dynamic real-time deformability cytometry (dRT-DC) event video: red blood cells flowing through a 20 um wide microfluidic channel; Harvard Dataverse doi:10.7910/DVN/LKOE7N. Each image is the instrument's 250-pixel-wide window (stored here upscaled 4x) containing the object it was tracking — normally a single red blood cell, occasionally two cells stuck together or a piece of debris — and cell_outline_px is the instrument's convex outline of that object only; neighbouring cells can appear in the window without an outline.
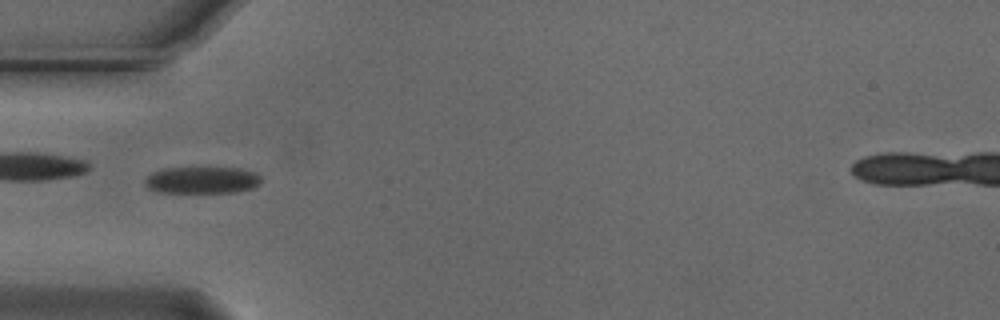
{"species": "Egyptian fruit bat (a non-hibernating species)", "species_latin": "Rousettus aegyptiacus", "temperature_condition": "cold", "stored_images_in_passage": 39, "camera_frame_rate_fps": 3000, "um_per_image_px": 0.085, "animal": {"sex": "male"}, "frame": {"image": 1, "passage_image": 1, "time_ms": 0.0, "image_size_px": [1000, 320], "cell_outline_px": [[260, 184], [252, 188], [232, 192], [156, 192], [148, 188], [144, 184], [144, 180], [152, 172], [160, 168], [240, 168], [256, 172], [260, 176]], "centroid_in_image_um": [17.14, 15.3], "position_along_channel_um": 67.9, "area_um2": 18.21}}
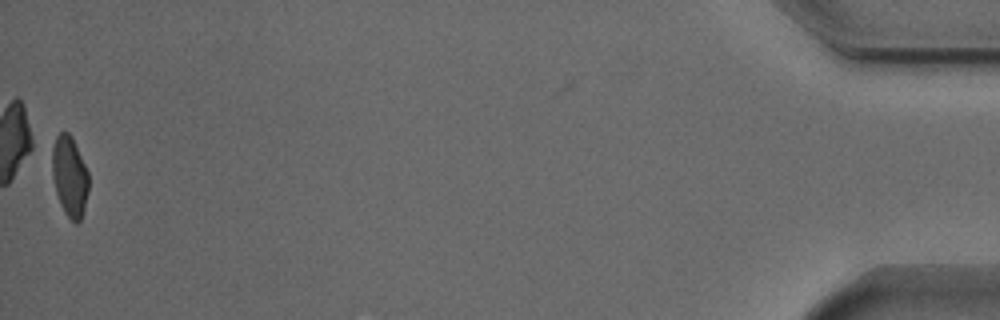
{"frame": {"image": 2, "passage_image": 38, "time_ms": 12.333, "image_size_px": [1000, 320], "cell_outline_px": [[88, 192], [84, 208], [80, 220], [76, 224], [64, 212], [60, 204], [56, 192], [52, 176], [48, 148], [56, 136], [60, 132], [68, 132], [72, 136], [88, 172]], "centroid_in_image_um": [5.86, 14.91], "position_along_channel_um": 429.3, "area_um2": 17.63}, "authors_computed_cell_mechanics": {"area_um2": 18.6694, "velocity_mm_per_s": 3.7362, "shape_relaxation_time_tau1_ms": 3.3623, "shape_relaxation_time_tau2_ms": 3.9775, "deformation_change_tau1": 0.1032, "deformation_change_tau2": 0.0576}}